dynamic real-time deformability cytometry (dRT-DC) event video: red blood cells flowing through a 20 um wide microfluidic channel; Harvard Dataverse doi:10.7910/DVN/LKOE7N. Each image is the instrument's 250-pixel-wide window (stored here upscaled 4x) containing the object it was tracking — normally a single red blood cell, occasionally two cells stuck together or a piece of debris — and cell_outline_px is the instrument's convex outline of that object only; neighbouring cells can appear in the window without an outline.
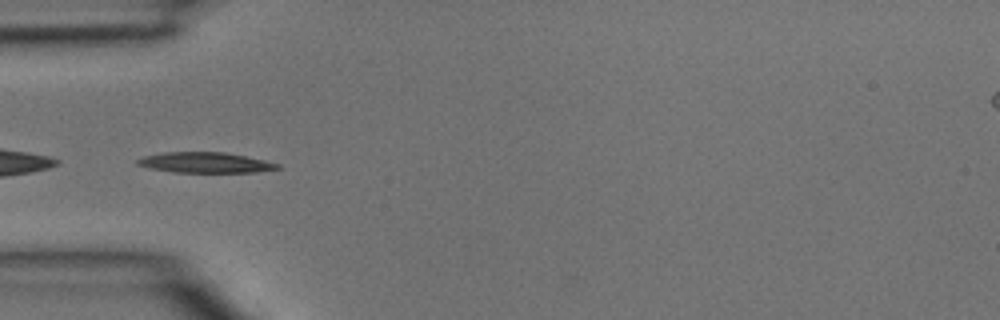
{"species": "common noctule bat (a hibernating species)", "species_latin": "Nyctalus noctula", "temperature_condition": "room temperature", "stored_images_in_passage": 4, "camera_frame_rate_fps": 3000, "um_per_image_px": 0.085, "animal": {"sex": "male", "body_mass_g": 15.6}, "frame": {"image": 1, "passage_image": 4, "time_ms": 1.0, "image_size_px": [1000, 320], "cell_outline_px": [[280, 168], [256, 172], [172, 172], [148, 168], [136, 164], [136, 160], [144, 156], [164, 152], [224, 152], [264, 160], [280, 164]], "centroid_in_image_um": [17.41, 13.82], "position_along_channel_um": 67.6, "area_um2": 16.65}}